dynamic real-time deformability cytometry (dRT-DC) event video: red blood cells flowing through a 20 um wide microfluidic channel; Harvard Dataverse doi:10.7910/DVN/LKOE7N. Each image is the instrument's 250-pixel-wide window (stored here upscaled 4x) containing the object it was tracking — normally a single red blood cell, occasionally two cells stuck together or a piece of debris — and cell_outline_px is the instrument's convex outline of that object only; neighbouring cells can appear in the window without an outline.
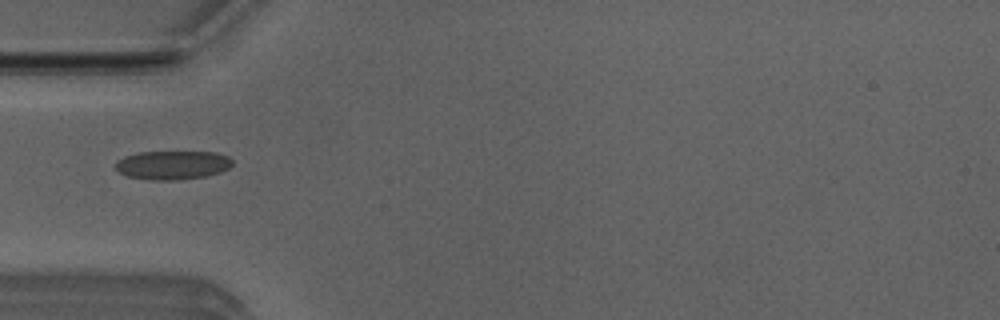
{"species": "Egyptian fruit bat (a non-hibernating species)", "species_latin": "Rousettus aegyptiacus", "temperature_condition": "room temperature", "stored_images_in_passage": 5, "camera_frame_rate_fps": 3000, "um_per_image_px": 0.085, "animal": {"sex": "male"}, "frame": {"image": 1, "passage_image": 5, "time_ms": 1.333, "image_size_px": [1000, 320], "cell_outline_px": [[232, 164], [228, 168], [220, 172], [204, 176], [176, 180], [152, 180], [128, 176], [120, 172], [116, 168], [116, 160], [124, 156], [140, 152], [216, 152], [228, 156], [232, 160]], "centroid_in_image_um": [14.66, 14.02], "position_along_channel_um": 70.3, "area_um2": 19.48}}